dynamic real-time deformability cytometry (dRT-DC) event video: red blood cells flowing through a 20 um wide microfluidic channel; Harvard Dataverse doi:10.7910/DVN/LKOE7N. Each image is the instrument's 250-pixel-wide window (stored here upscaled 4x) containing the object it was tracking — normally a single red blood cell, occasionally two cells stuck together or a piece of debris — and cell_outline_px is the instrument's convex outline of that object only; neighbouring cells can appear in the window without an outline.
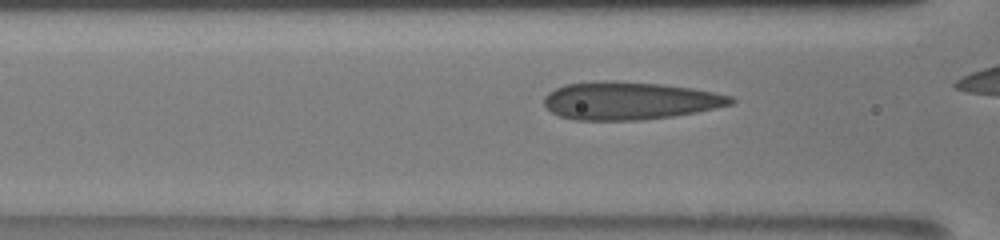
{"species": "human", "species_latin": "Homo sapiens", "temperature_condition": "room temperature", "stored_images_in_passage": 36, "camera_frame_rate_fps": 3000, "um_per_image_px": 0.085, "donor": {"sex": "male"}, "frame": {"image": 1, "passage_image": 5, "time_ms": 1.0, "image_size_px": [1000, 240], "cell_outline_px": [[736, 100], [732, 104], [716, 108], [696, 112], [672, 116], [640, 120], [576, 120], [560, 116], [552, 112], [544, 104], [544, 96], [548, 92], [564, 84], [596, 80], [612, 80], [664, 84], [692, 88], [732, 96]], "centroid_in_image_um": [53.5, 8.55], "position_along_channel_um": 113.1, "area_um2": 41.38}}
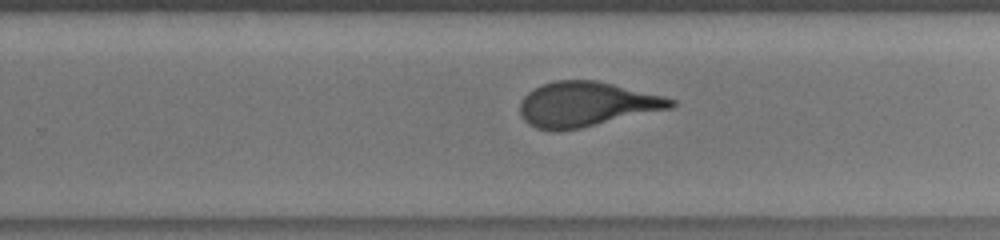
{"frame": {"image": 2, "passage_image": 22, "time_ms": 5.333, "image_size_px": [1000, 240], "cell_outline_px": [[676, 104], [672, 108], [580, 128], [552, 132], [536, 128], [528, 124], [520, 116], [520, 104], [524, 96], [528, 92], [544, 84], [556, 80], [596, 80], [664, 96], [676, 100]], "centroid_in_image_um": [49.83, 8.87], "position_along_channel_um": 280.0, "area_um2": 39.3}}
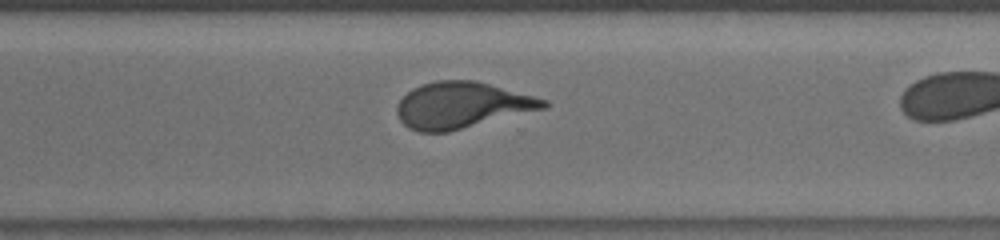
{"frame": {"image": 3, "passage_image": 29, "time_ms": 6.667, "image_size_px": [1000, 240], "cell_outline_px": [[548, 108], [448, 132], [420, 132], [408, 128], [400, 120], [396, 112], [396, 108], [400, 100], [412, 88], [420, 84], [436, 80], [476, 80], [548, 100]], "centroid_in_image_um": [39.26, 8.94], "position_along_channel_um": 331.3, "area_um2": 39.65}}